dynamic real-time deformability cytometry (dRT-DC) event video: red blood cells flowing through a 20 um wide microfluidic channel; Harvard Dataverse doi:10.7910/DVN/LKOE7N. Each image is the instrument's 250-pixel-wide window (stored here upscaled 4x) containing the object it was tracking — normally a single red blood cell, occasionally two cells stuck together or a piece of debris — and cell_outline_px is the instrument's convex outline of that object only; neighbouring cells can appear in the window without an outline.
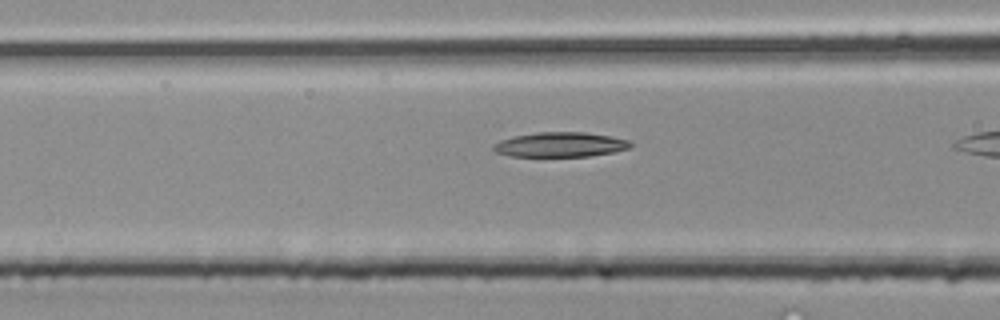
{"species": "common noctule bat (a hibernating species)", "species_latin": "Nyctalus noctula", "temperature_condition": "room temperature", "stored_images_in_passage": 7, "camera_frame_rate_fps": 3000, "um_per_image_px": 0.085, "animal": {"sex": "male", "body_mass_g": 20.4}, "frame": {"image": 1, "passage_image": 6, "time_ms": 1.667, "image_size_px": [1000, 320], "cell_outline_px": [[632, 148], [616, 152], [588, 156], [512, 156], [496, 152], [492, 148], [492, 144], [500, 140], [512, 136], [536, 132], [584, 132], [608, 136], [628, 140], [632, 144]], "centroid_in_image_um": [47.62, 12.29], "position_along_channel_um": 119.0, "area_um2": 19.83}}